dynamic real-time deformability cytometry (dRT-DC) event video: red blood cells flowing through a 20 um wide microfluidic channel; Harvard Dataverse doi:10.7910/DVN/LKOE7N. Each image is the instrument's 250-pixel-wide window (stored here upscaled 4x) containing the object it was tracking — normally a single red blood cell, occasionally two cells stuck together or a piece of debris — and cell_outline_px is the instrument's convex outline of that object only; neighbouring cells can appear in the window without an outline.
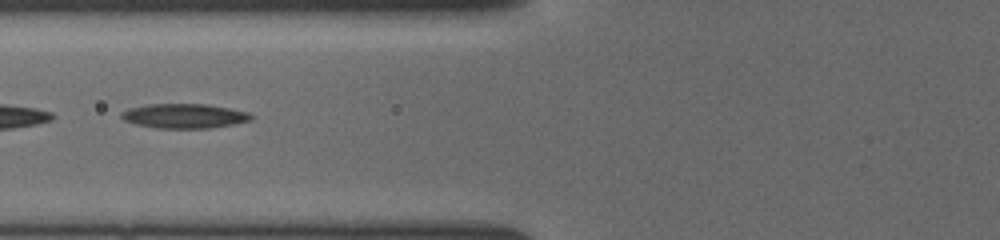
{"species": "common noctule bat (a hibernating species)", "species_latin": "Nyctalus noctula", "temperature_condition": "cold", "stored_images_in_passage": 19, "segment_of_instrument_passage": [2, 2], "camera_frame_rate_fps": 3000, "um_per_image_px": 0.085, "animal": {"sex": "female", "body_mass_g": 19.5, "forearm_length_mm": 54.1}, "frame": {"image": 1, "passage_image": 18, "time_ms": 2.0, "image_size_px": [1000, 240], "cell_outline_px": [[252, 120], [232, 124], [208, 128], [156, 128], [136, 124], [124, 120], [120, 116], [120, 112], [132, 108], [148, 104], [208, 104], [248, 112], [252, 116]], "centroid_in_image_um": [15.65, 9.85], "position_along_channel_um": 110.1, "area_um2": 18.38}}